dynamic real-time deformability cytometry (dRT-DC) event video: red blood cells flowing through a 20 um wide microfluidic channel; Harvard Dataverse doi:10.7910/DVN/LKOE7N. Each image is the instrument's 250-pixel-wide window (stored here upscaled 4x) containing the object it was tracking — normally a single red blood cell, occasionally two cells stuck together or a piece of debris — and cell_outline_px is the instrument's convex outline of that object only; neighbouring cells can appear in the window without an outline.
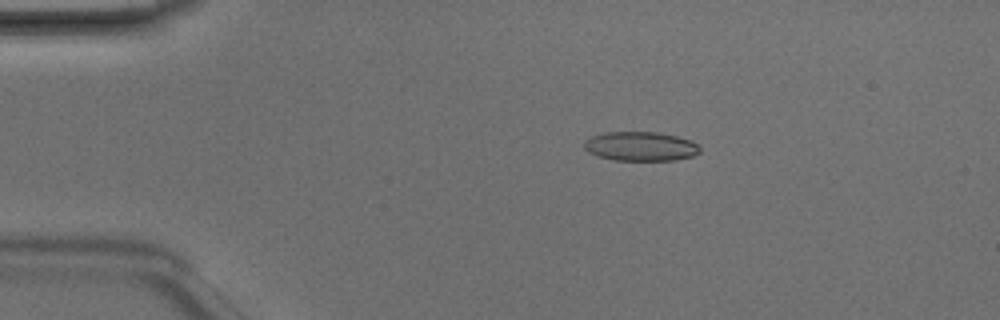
{"species": "Egyptian fruit bat (a non-hibernating species)", "species_latin": "Rousettus aegyptiacus", "temperature_condition": "room temperature", "stored_images_in_passage": 46, "camera_frame_rate_fps": 3000, "um_per_image_px": 0.085, "animal": {"sex": "male"}, "frame": {"image": 1, "passage_image": 7, "time_ms": 2.0, "image_size_px": [1000, 320], "cell_outline_px": [[700, 152], [692, 156], [676, 160], [616, 160], [596, 156], [588, 152], [584, 148], [584, 140], [588, 136], [604, 132], [656, 132], [676, 136], [692, 140], [700, 148]], "centroid_in_image_um": [54.41, 12.43], "position_along_channel_um": 30.6, "area_um2": 19.88}}
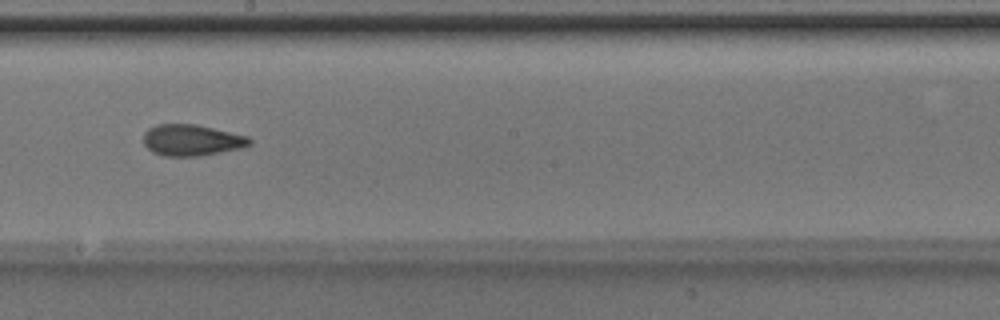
{"frame": {"image": 2, "passage_image": 25, "time_ms": 8.0, "image_size_px": [1000, 320], "cell_outline_px": [[252, 144], [244, 148], [200, 156], [164, 156], [152, 152], [144, 144], [144, 132], [148, 128], [156, 124], [196, 124], [248, 136], [252, 140]], "centroid_in_image_um": [16.31, 11.91], "position_along_channel_um": 231.9, "area_um2": 19.54}}
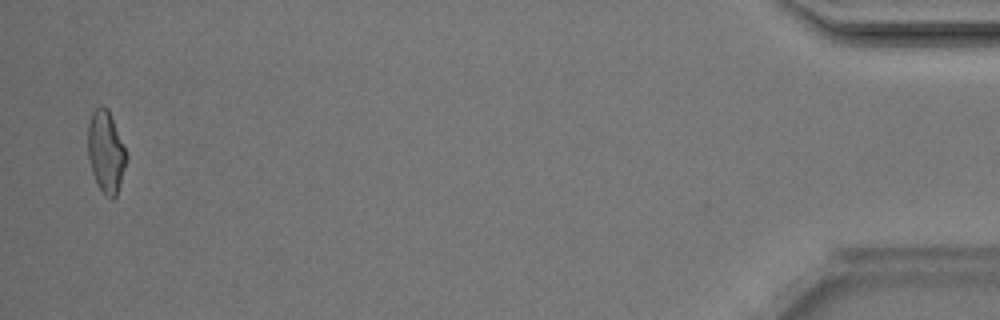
{"frame": {"image": 3, "passage_image": 45, "time_ms": 14.667, "image_size_px": [1000, 320], "cell_outline_px": [[128, 156], [116, 196], [112, 200], [104, 196], [92, 172], [88, 156], [88, 124], [92, 112], [100, 104], [104, 104], [108, 108]], "centroid_in_image_um": [9.0, 12.88], "position_along_channel_um": 426.2, "area_um2": 18.32}, "authors_computed_cell_mechanics": {"area_um2": 19.1896, "velocity_mm_per_s": 4.2328, "shape_relaxation_time_tau1_ms": 8.6754, "shape_relaxation_time_tau2_ms": 2.0114, "deformation_change_tau1": 0.2066, "deformation_change_tau2": 0.0967}}